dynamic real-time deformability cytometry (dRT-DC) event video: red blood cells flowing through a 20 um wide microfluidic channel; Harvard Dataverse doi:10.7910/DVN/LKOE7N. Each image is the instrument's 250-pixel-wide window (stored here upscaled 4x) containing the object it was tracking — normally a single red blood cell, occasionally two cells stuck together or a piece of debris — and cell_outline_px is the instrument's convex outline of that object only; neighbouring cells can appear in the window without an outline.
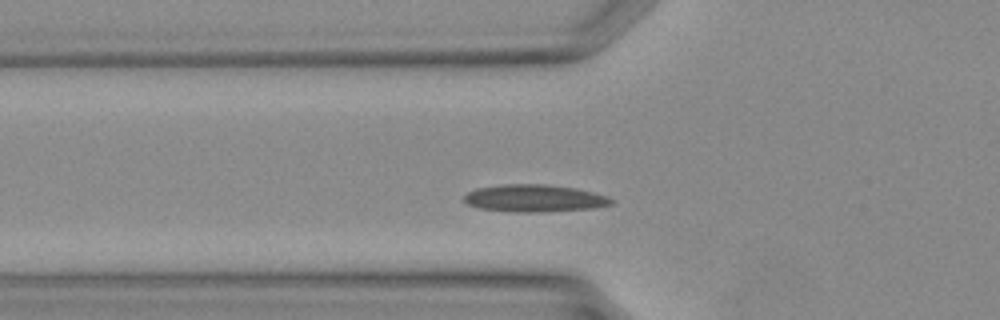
{"species": "Egyptian fruit bat (a non-hibernating species)", "species_latin": "Rousettus aegyptiacus", "temperature_condition": "warm", "stored_images_in_passage": 30, "camera_frame_rate_fps": 3000, "um_per_image_px": 0.085, "animal": {"sex": "female"}, "frame": {"image": 1, "passage_image": 5, "time_ms": 1.333, "image_size_px": [1000, 320], "cell_outline_px": [[612, 204], [596, 208], [536, 212], [512, 212], [480, 208], [468, 204], [464, 200], [464, 196], [468, 192], [476, 188], [504, 184], [548, 184], [576, 188], [592, 192], [604, 196], [612, 200]], "centroid_in_image_um": [45.4, 16.85], "position_along_channel_um": 80.4, "area_um2": 23.29}}
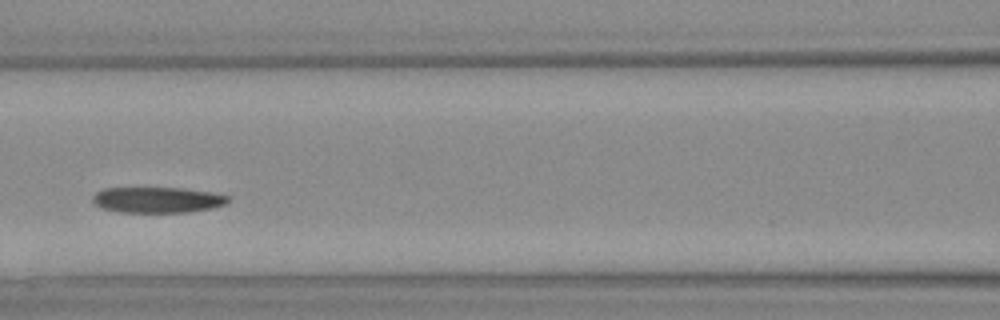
{"frame": {"image": 2, "passage_image": 9, "time_ms": 2.667, "image_size_px": [1000, 320], "cell_outline_px": [[228, 200], [224, 204], [212, 208], [188, 212], [120, 212], [100, 208], [92, 200], [92, 196], [96, 192], [104, 188], [180, 188], [208, 192], [228, 196]], "centroid_in_image_um": [13.31, 16.99], "position_along_channel_um": 153.3, "area_um2": 20.11}}